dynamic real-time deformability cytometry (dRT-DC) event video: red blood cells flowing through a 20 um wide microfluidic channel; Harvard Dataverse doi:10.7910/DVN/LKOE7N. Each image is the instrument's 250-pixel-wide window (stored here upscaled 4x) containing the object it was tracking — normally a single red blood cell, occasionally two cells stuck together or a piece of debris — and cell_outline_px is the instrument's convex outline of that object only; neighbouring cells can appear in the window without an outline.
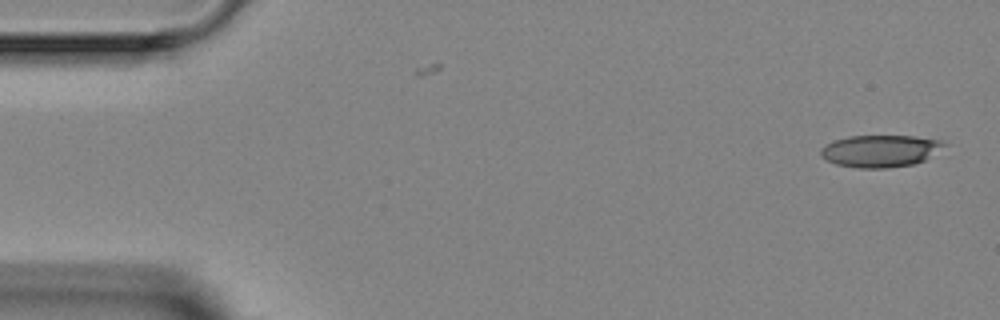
{"species": "Egyptian fruit bat (a non-hibernating species)", "species_latin": "Rousettus aegyptiacus", "temperature_condition": "room temperature", "stored_images_in_passage": 5, "camera_frame_rate_fps": 3000, "um_per_image_px": 0.085, "animal": {"sex": "female"}, "frame": {"image": 1, "passage_image": 1, "time_ms": 0.0, "image_size_px": [1000, 320], "cell_outline_px": [[948, 144], [924, 160], [912, 164], [888, 168], [856, 168], [836, 164], [820, 156], [820, 148], [836, 140], [848, 136], [912, 136], [940, 140]], "centroid_in_image_um": [74.81, 12.83], "position_along_channel_um": 10.2, "area_um2": 22.89}}
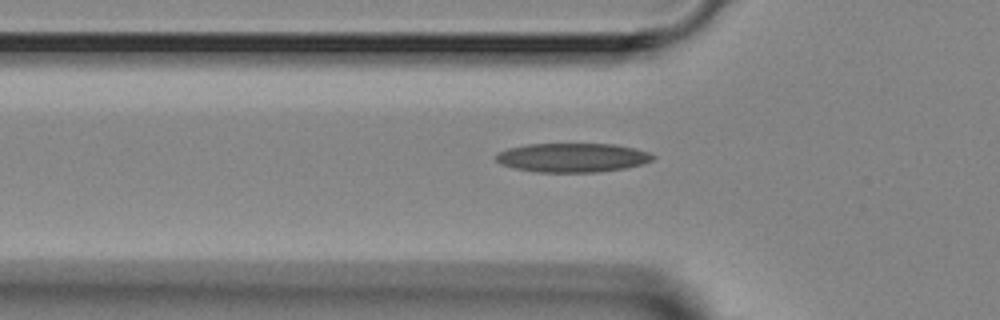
{"frame": {"image": 2, "passage_image": 5, "time_ms": 4.667, "image_size_px": [1000, 320], "cell_outline_px": [[656, 156], [652, 160], [640, 164], [624, 168], [596, 172], [540, 172], [516, 168], [500, 164], [496, 160], [496, 156], [500, 152], [508, 148], [528, 144], [612, 144], [632, 148], [648, 152]], "centroid_in_image_um": [48.64, 13.39], "position_along_channel_um": 77.2, "area_um2": 26.18}}